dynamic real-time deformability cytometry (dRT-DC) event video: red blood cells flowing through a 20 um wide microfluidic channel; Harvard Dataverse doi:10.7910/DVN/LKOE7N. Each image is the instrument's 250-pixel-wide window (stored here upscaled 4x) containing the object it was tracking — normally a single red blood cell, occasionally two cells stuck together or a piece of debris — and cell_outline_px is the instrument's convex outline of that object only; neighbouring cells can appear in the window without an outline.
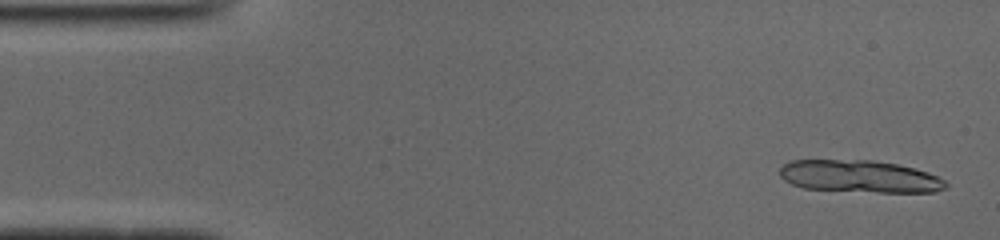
{"species": "common noctule bat (a hibernating species)", "species_latin": "Nyctalus noctula", "temperature_condition": "cold", "stored_images_in_passage": 11, "camera_frame_rate_fps": 3000, "um_per_image_px": 0.085, "animal": {"sex": "male", "body_mass_g": 19.0, "forearm_length_mm": 50.8}, "frame": {"image": 1, "passage_image": 2, "time_ms": 0.333, "image_size_px": [1000, 240], "cell_outline_px": [[948, 188], [936, 192], [880, 192], [804, 188], [792, 184], [784, 180], [780, 176], [780, 168], [784, 164], [792, 160], [872, 160], [896, 164], [928, 172], [944, 180], [948, 184]], "centroid_in_image_um": [73.09, 15.0], "position_along_channel_um": 11.9, "area_um2": 31.1}}